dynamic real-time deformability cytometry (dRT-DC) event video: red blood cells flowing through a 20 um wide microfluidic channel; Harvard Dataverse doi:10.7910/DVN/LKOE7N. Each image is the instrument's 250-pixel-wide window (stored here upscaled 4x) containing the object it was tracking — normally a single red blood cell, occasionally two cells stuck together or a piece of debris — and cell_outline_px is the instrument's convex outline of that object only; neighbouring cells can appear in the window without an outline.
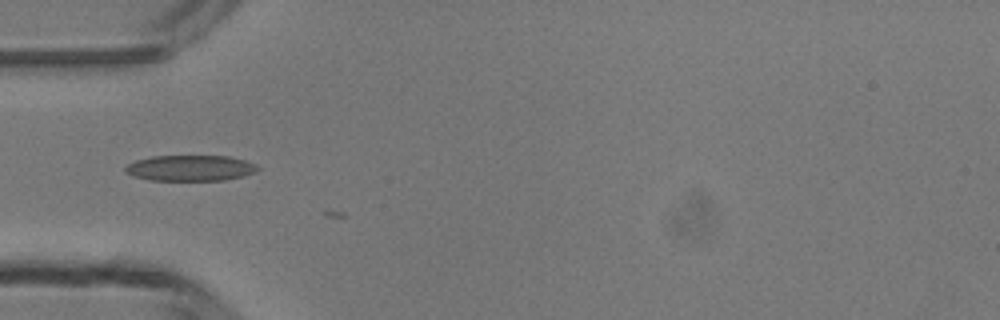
{"species": "common noctule bat (a hibernating species)", "species_latin": "Nyctalus noctula", "temperature_condition": "room temperature", "stored_images_in_passage": 2, "camera_frame_rate_fps": 3000, "um_per_image_px": 0.085, "animal": {"sex": "male", "body_mass_g": 13.3}, "frame": {"image": 1, "passage_image": 2, "time_ms": 1.0, "image_size_px": [1000, 320], "cell_outline_px": [[260, 168], [244, 176], [224, 180], [148, 180], [132, 176], [124, 172], [124, 168], [128, 164], [136, 160], [152, 156], [228, 156], [244, 160], [256, 164]], "centroid_in_image_um": [16.13, 14.28], "position_along_channel_um": 68.9, "area_um2": 19.88}}